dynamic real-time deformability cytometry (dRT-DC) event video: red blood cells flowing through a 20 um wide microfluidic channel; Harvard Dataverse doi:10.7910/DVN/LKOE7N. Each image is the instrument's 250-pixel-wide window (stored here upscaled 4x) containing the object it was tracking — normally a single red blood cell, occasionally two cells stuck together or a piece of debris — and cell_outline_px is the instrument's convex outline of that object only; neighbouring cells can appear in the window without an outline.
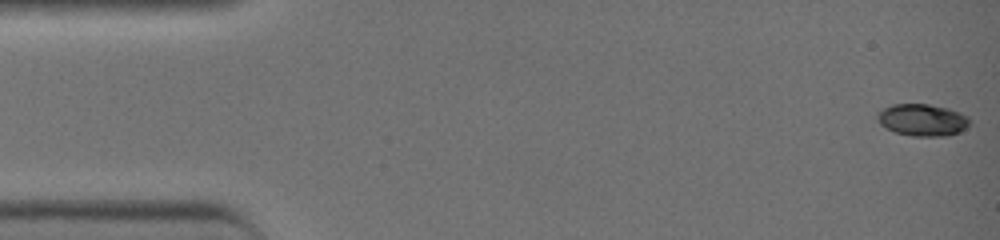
{"species": "common noctule bat (a hibernating species)", "species_latin": "Nyctalus noctula", "temperature_condition": "warm", "stored_images_in_passage": 43, "camera_frame_rate_fps": 3000, "um_per_image_px": 0.085, "animal": {"sex": "female", "body_mass_g": 19.0, "forearm_length_mm": 51.5}, "frame": {"image": 1, "passage_image": 1, "time_ms": 0.0, "image_size_px": [1000, 240], "cell_outline_px": [[968, 124], [960, 132], [948, 136], [912, 136], [896, 132], [884, 128], [880, 124], [876, 116], [876, 112], [892, 104], [928, 104], [948, 108], [960, 112], [968, 116]], "centroid_in_image_um": [78.37, 10.19], "position_along_channel_um": 6.6, "area_um2": 17.28}}
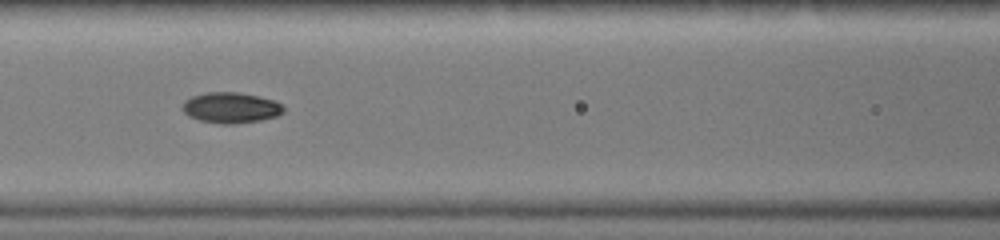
{"frame": {"image": 2, "passage_image": 19, "time_ms": 6.0, "image_size_px": [1000, 240], "cell_outline_px": [[284, 112], [276, 116], [260, 120], [232, 124], [220, 124], [200, 120], [188, 116], [180, 108], [184, 100], [192, 96], [204, 92], [236, 92], [260, 96], [276, 100], [284, 108]], "centroid_in_image_um": [19.59, 9.14], "position_along_channel_um": 147.0, "area_um2": 18.26}}
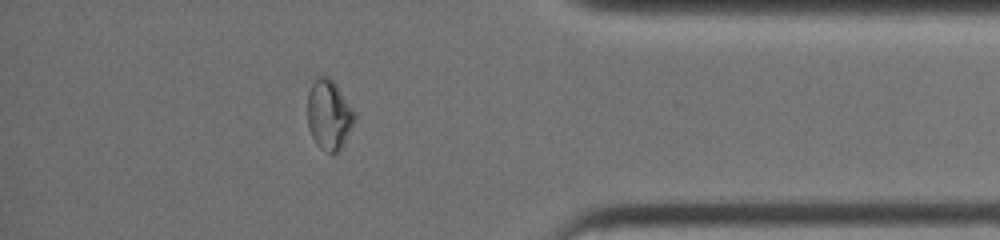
{"frame": {"image": 3, "passage_image": 37, "time_ms": 12.0, "image_size_px": [1000, 240], "cell_outline_px": [[356, 120], [340, 152], [328, 152], [320, 148], [316, 144], [308, 128], [308, 92], [316, 76], [328, 76], [336, 84], [352, 108], [356, 116]], "centroid_in_image_um": [27.97, 9.77], "position_along_channel_um": 407.2, "area_um2": 19.25}}